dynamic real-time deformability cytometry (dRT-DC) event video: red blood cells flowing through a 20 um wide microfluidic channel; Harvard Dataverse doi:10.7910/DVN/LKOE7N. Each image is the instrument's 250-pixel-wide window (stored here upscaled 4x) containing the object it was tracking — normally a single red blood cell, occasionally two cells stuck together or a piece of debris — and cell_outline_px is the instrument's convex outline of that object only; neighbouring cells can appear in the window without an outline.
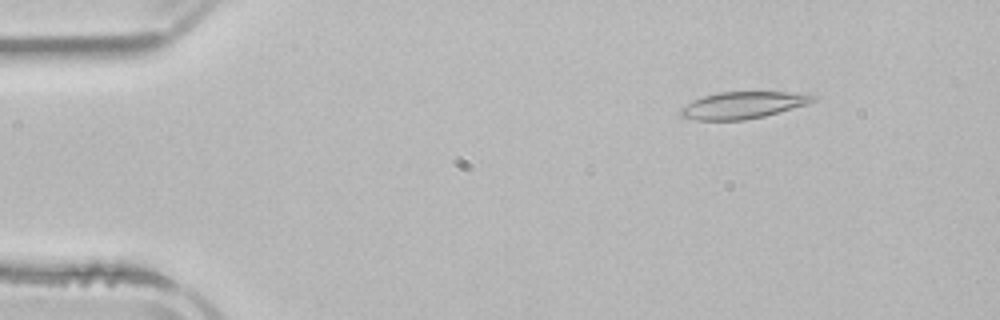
{"species": "common noctule bat (a hibernating species)", "species_latin": "Nyctalus noctula", "temperature_condition": "room temperature", "stored_images_in_passage": 3, "camera_frame_rate_fps": 3000, "um_per_image_px": 0.085, "animal": {"sex": "male", "body_mass_g": 21.5, "forearm_length_mm": 52.0}, "frame": {"image": 1, "passage_image": 2, "time_ms": 1.333, "image_size_px": [1000, 320], "cell_outline_px": [[820, 96], [816, 100], [808, 104], [764, 116], [744, 120], [696, 120], [680, 116], [680, 108], [692, 100], [704, 96], [720, 92], [784, 92]], "centroid_in_image_um": [63.13, 8.94], "position_along_channel_um": 21.9, "area_um2": 20.63}}